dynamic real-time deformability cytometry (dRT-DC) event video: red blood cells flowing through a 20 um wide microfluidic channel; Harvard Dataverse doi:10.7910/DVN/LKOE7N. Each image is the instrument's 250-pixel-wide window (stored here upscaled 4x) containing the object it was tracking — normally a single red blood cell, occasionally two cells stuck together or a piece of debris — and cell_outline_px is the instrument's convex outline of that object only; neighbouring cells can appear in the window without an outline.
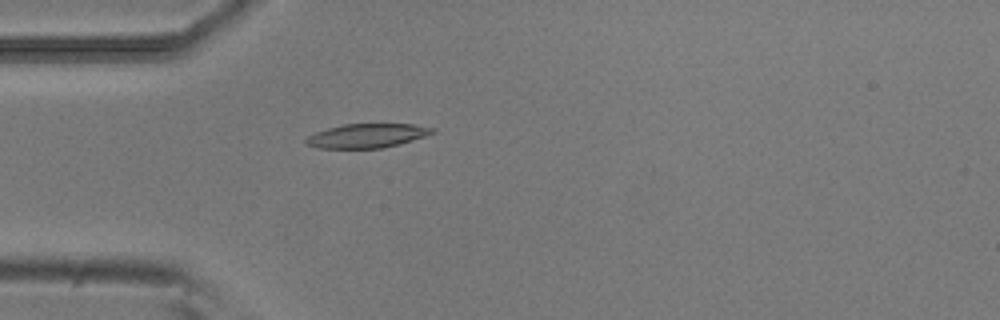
{"species": "common noctule bat (a hibernating species)", "species_latin": "Nyctalus noctula", "temperature_condition": "room temperature", "stored_images_in_passage": 49, "camera_frame_rate_fps": 3000, "um_per_image_px": 0.085, "animal": {"sex": "male", "body_mass_g": 20.5, "forearm_length_mm": 52.5}, "frame": {"image": 1, "passage_image": 11, "time_ms": 3.333, "image_size_px": [1000, 320], "cell_outline_px": [[436, 132], [400, 144], [380, 148], [320, 148], [304, 144], [304, 140], [308, 136], [316, 132], [328, 128], [344, 124], [412, 124], [436, 128]], "centroid_in_image_um": [31.19, 11.53], "position_along_channel_um": 53.8, "area_um2": 17.69}}
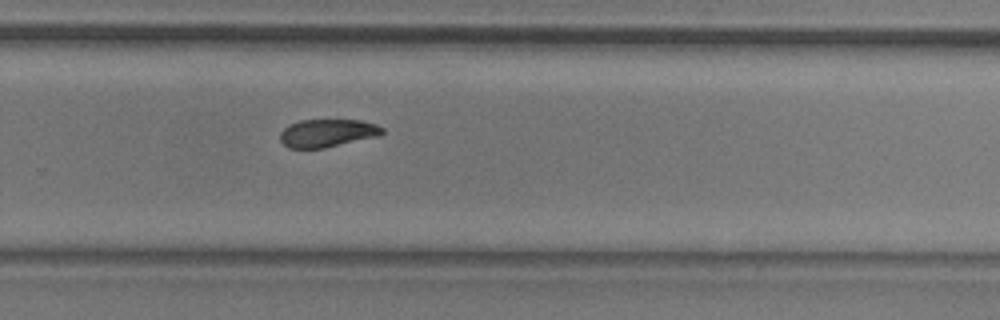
{"frame": {"image": 2, "passage_image": 31, "time_ms": 10.0, "image_size_px": [1000, 320], "cell_outline_px": [[384, 132], [380, 136], [324, 148], [288, 148], [280, 140], [280, 132], [288, 124], [300, 120], [360, 120], [376, 124], [384, 128]], "centroid_in_image_um": [27.83, 11.31], "position_along_channel_um": 302.0, "area_um2": 16.76}}
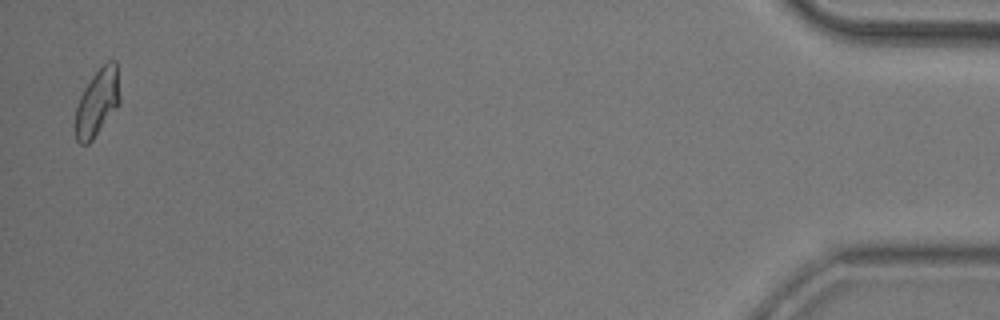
{"frame": {"image": 3, "passage_image": 48, "time_ms": 15.667, "image_size_px": [1000, 320], "cell_outline_px": [[120, 100], [116, 108], [92, 140], [88, 144], [80, 144], [76, 140], [76, 108], [80, 96], [84, 88], [92, 76], [108, 60], [116, 60], [120, 96]], "centroid_in_image_um": [8.27, 8.69], "position_along_channel_um": 426.9, "area_um2": 17.11}, "authors_computed_cell_mechanics": {"area_um2": 17.6868, "velocity_mm_per_s": 3.8149, "shape_relaxation_time_tau1_ms": 3.9548, "shape_relaxation_time_tau2_ms": null, "deformation_change_tau1": 0.1226, "deformation_change_tau2": null}}